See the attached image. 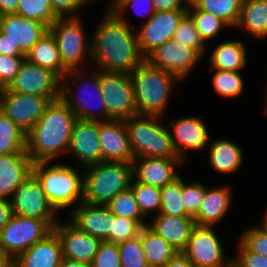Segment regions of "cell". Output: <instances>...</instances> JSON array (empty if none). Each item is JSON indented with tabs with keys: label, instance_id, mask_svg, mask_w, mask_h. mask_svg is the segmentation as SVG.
<instances>
[{
	"label": "cell",
	"instance_id": "1",
	"mask_svg": "<svg viewBox=\"0 0 267 267\" xmlns=\"http://www.w3.org/2000/svg\"><path fill=\"white\" fill-rule=\"evenodd\" d=\"M91 35V64L96 70L132 73L144 60L129 20L105 10Z\"/></svg>",
	"mask_w": 267,
	"mask_h": 267
},
{
	"label": "cell",
	"instance_id": "2",
	"mask_svg": "<svg viewBox=\"0 0 267 267\" xmlns=\"http://www.w3.org/2000/svg\"><path fill=\"white\" fill-rule=\"evenodd\" d=\"M77 117L61 99L51 101L40 120L26 133V152L32 162H54L67 154Z\"/></svg>",
	"mask_w": 267,
	"mask_h": 267
},
{
	"label": "cell",
	"instance_id": "3",
	"mask_svg": "<svg viewBox=\"0 0 267 267\" xmlns=\"http://www.w3.org/2000/svg\"><path fill=\"white\" fill-rule=\"evenodd\" d=\"M129 75L133 83L138 115L163 117L174 84L181 80L170 72L151 66L146 60Z\"/></svg>",
	"mask_w": 267,
	"mask_h": 267
},
{
	"label": "cell",
	"instance_id": "4",
	"mask_svg": "<svg viewBox=\"0 0 267 267\" xmlns=\"http://www.w3.org/2000/svg\"><path fill=\"white\" fill-rule=\"evenodd\" d=\"M34 162L32 173L40 181L50 204L58 212L83 201L84 174L66 163ZM50 165V166H49Z\"/></svg>",
	"mask_w": 267,
	"mask_h": 267
},
{
	"label": "cell",
	"instance_id": "5",
	"mask_svg": "<svg viewBox=\"0 0 267 267\" xmlns=\"http://www.w3.org/2000/svg\"><path fill=\"white\" fill-rule=\"evenodd\" d=\"M83 170V202L106 205L130 187L133 165L127 162L102 161Z\"/></svg>",
	"mask_w": 267,
	"mask_h": 267
},
{
	"label": "cell",
	"instance_id": "6",
	"mask_svg": "<svg viewBox=\"0 0 267 267\" xmlns=\"http://www.w3.org/2000/svg\"><path fill=\"white\" fill-rule=\"evenodd\" d=\"M163 117L136 115L124 119L134 159L139 157L180 158Z\"/></svg>",
	"mask_w": 267,
	"mask_h": 267
},
{
	"label": "cell",
	"instance_id": "7",
	"mask_svg": "<svg viewBox=\"0 0 267 267\" xmlns=\"http://www.w3.org/2000/svg\"><path fill=\"white\" fill-rule=\"evenodd\" d=\"M74 76H75L76 80H74ZM82 79H84V80H82ZM70 80H72V82ZM71 84H72V86H71ZM73 84L74 85L78 84L77 85L78 88L74 89L75 86H73ZM89 86H90V88H89ZM81 88H83L84 90H81ZM88 89H89V91H90V89L94 90L93 91L94 93L91 91H90L91 92L90 93L89 91H87ZM85 90L87 91L86 94L88 92L90 94H92V93L95 94L94 96H92L93 95L92 94L89 97H91V96L93 97L94 102H96V104H97L94 106V108L97 106V107H99V108L96 107L98 110L96 108L95 109L93 108V106H92L93 102L91 105L92 100L90 101L89 98L84 97L85 96V95H83L84 93L83 94L81 93V91L84 92ZM60 98L73 110L77 119L100 121V122L113 120L107 113L105 102H104V99L102 97L100 80H99V70H96L94 68L93 69L87 68V69H85V71H84V69L68 71V73L65 74L64 77L61 79ZM89 104L91 106H89Z\"/></svg>",
	"mask_w": 267,
	"mask_h": 267
},
{
	"label": "cell",
	"instance_id": "8",
	"mask_svg": "<svg viewBox=\"0 0 267 267\" xmlns=\"http://www.w3.org/2000/svg\"><path fill=\"white\" fill-rule=\"evenodd\" d=\"M82 21L80 17L58 18L49 26L68 71L83 69V64L91 62V37L86 36Z\"/></svg>",
	"mask_w": 267,
	"mask_h": 267
},
{
	"label": "cell",
	"instance_id": "9",
	"mask_svg": "<svg viewBox=\"0 0 267 267\" xmlns=\"http://www.w3.org/2000/svg\"><path fill=\"white\" fill-rule=\"evenodd\" d=\"M58 221L13 214L0 230V248L15 260L21 253L50 234Z\"/></svg>",
	"mask_w": 267,
	"mask_h": 267
},
{
	"label": "cell",
	"instance_id": "10",
	"mask_svg": "<svg viewBox=\"0 0 267 267\" xmlns=\"http://www.w3.org/2000/svg\"><path fill=\"white\" fill-rule=\"evenodd\" d=\"M99 80L107 113L112 119L124 120L138 115L129 74L99 70Z\"/></svg>",
	"mask_w": 267,
	"mask_h": 267
},
{
	"label": "cell",
	"instance_id": "11",
	"mask_svg": "<svg viewBox=\"0 0 267 267\" xmlns=\"http://www.w3.org/2000/svg\"><path fill=\"white\" fill-rule=\"evenodd\" d=\"M222 242L214 226L195 225L182 253L195 267H231L232 259L225 256Z\"/></svg>",
	"mask_w": 267,
	"mask_h": 267
},
{
	"label": "cell",
	"instance_id": "12",
	"mask_svg": "<svg viewBox=\"0 0 267 267\" xmlns=\"http://www.w3.org/2000/svg\"><path fill=\"white\" fill-rule=\"evenodd\" d=\"M61 79L52 71L25 59L7 90L46 97L50 102L60 98Z\"/></svg>",
	"mask_w": 267,
	"mask_h": 267
},
{
	"label": "cell",
	"instance_id": "13",
	"mask_svg": "<svg viewBox=\"0 0 267 267\" xmlns=\"http://www.w3.org/2000/svg\"><path fill=\"white\" fill-rule=\"evenodd\" d=\"M10 201L14 215L42 220H59V212L50 204L40 181L33 173L15 190Z\"/></svg>",
	"mask_w": 267,
	"mask_h": 267
},
{
	"label": "cell",
	"instance_id": "14",
	"mask_svg": "<svg viewBox=\"0 0 267 267\" xmlns=\"http://www.w3.org/2000/svg\"><path fill=\"white\" fill-rule=\"evenodd\" d=\"M202 58L195 49L170 39L154 49L145 60L155 68L174 74L183 82Z\"/></svg>",
	"mask_w": 267,
	"mask_h": 267
},
{
	"label": "cell",
	"instance_id": "15",
	"mask_svg": "<svg viewBox=\"0 0 267 267\" xmlns=\"http://www.w3.org/2000/svg\"><path fill=\"white\" fill-rule=\"evenodd\" d=\"M49 103L46 97L7 89L0 95V110L25 133L40 120Z\"/></svg>",
	"mask_w": 267,
	"mask_h": 267
},
{
	"label": "cell",
	"instance_id": "16",
	"mask_svg": "<svg viewBox=\"0 0 267 267\" xmlns=\"http://www.w3.org/2000/svg\"><path fill=\"white\" fill-rule=\"evenodd\" d=\"M188 10L155 12L141 25L137 33L140 52L146 58L154 49L173 39L175 30Z\"/></svg>",
	"mask_w": 267,
	"mask_h": 267
},
{
	"label": "cell",
	"instance_id": "17",
	"mask_svg": "<svg viewBox=\"0 0 267 267\" xmlns=\"http://www.w3.org/2000/svg\"><path fill=\"white\" fill-rule=\"evenodd\" d=\"M167 126L177 154L183 161L187 159L185 155L188 154L186 153L188 150L194 152L203 151L209 145V131L205 121L199 116L171 119Z\"/></svg>",
	"mask_w": 267,
	"mask_h": 267
},
{
	"label": "cell",
	"instance_id": "18",
	"mask_svg": "<svg viewBox=\"0 0 267 267\" xmlns=\"http://www.w3.org/2000/svg\"><path fill=\"white\" fill-rule=\"evenodd\" d=\"M53 231L60 239L64 258L92 264L102 242L100 239L80 231L69 220H66V223L59 220L53 227Z\"/></svg>",
	"mask_w": 267,
	"mask_h": 267
},
{
	"label": "cell",
	"instance_id": "19",
	"mask_svg": "<svg viewBox=\"0 0 267 267\" xmlns=\"http://www.w3.org/2000/svg\"><path fill=\"white\" fill-rule=\"evenodd\" d=\"M76 157L83 168L102 162L99 121L77 119L74 123L67 154Z\"/></svg>",
	"mask_w": 267,
	"mask_h": 267
},
{
	"label": "cell",
	"instance_id": "20",
	"mask_svg": "<svg viewBox=\"0 0 267 267\" xmlns=\"http://www.w3.org/2000/svg\"><path fill=\"white\" fill-rule=\"evenodd\" d=\"M184 163L181 158L139 157L133 159V178L158 188L180 177L177 168Z\"/></svg>",
	"mask_w": 267,
	"mask_h": 267
},
{
	"label": "cell",
	"instance_id": "21",
	"mask_svg": "<svg viewBox=\"0 0 267 267\" xmlns=\"http://www.w3.org/2000/svg\"><path fill=\"white\" fill-rule=\"evenodd\" d=\"M69 212L68 220L80 231L101 241L111 242L112 213L106 205H92L82 201Z\"/></svg>",
	"mask_w": 267,
	"mask_h": 267
},
{
	"label": "cell",
	"instance_id": "22",
	"mask_svg": "<svg viewBox=\"0 0 267 267\" xmlns=\"http://www.w3.org/2000/svg\"><path fill=\"white\" fill-rule=\"evenodd\" d=\"M102 161L132 163L134 156L124 120L99 121Z\"/></svg>",
	"mask_w": 267,
	"mask_h": 267
},
{
	"label": "cell",
	"instance_id": "23",
	"mask_svg": "<svg viewBox=\"0 0 267 267\" xmlns=\"http://www.w3.org/2000/svg\"><path fill=\"white\" fill-rule=\"evenodd\" d=\"M0 31L26 56L32 47L49 31L42 22L18 14L0 16Z\"/></svg>",
	"mask_w": 267,
	"mask_h": 267
},
{
	"label": "cell",
	"instance_id": "24",
	"mask_svg": "<svg viewBox=\"0 0 267 267\" xmlns=\"http://www.w3.org/2000/svg\"><path fill=\"white\" fill-rule=\"evenodd\" d=\"M151 217L152 220L148 221L147 226L179 252H182L196 225L194 218L160 213Z\"/></svg>",
	"mask_w": 267,
	"mask_h": 267
},
{
	"label": "cell",
	"instance_id": "25",
	"mask_svg": "<svg viewBox=\"0 0 267 267\" xmlns=\"http://www.w3.org/2000/svg\"><path fill=\"white\" fill-rule=\"evenodd\" d=\"M33 162L26 149L0 155V197L11 199L15 190L32 173Z\"/></svg>",
	"mask_w": 267,
	"mask_h": 267
},
{
	"label": "cell",
	"instance_id": "26",
	"mask_svg": "<svg viewBox=\"0 0 267 267\" xmlns=\"http://www.w3.org/2000/svg\"><path fill=\"white\" fill-rule=\"evenodd\" d=\"M62 247L57 234L52 231L14 260V267H59Z\"/></svg>",
	"mask_w": 267,
	"mask_h": 267
},
{
	"label": "cell",
	"instance_id": "27",
	"mask_svg": "<svg viewBox=\"0 0 267 267\" xmlns=\"http://www.w3.org/2000/svg\"><path fill=\"white\" fill-rule=\"evenodd\" d=\"M226 186H216L207 188L204 199L198 214L194 217V222L198 226H216L223 221L224 217L232 205V189Z\"/></svg>",
	"mask_w": 267,
	"mask_h": 267
},
{
	"label": "cell",
	"instance_id": "28",
	"mask_svg": "<svg viewBox=\"0 0 267 267\" xmlns=\"http://www.w3.org/2000/svg\"><path fill=\"white\" fill-rule=\"evenodd\" d=\"M211 142V143H210ZM208 145V161L214 172L219 174H235L240 169L243 159L241 146L226 138L215 139Z\"/></svg>",
	"mask_w": 267,
	"mask_h": 267
},
{
	"label": "cell",
	"instance_id": "29",
	"mask_svg": "<svg viewBox=\"0 0 267 267\" xmlns=\"http://www.w3.org/2000/svg\"><path fill=\"white\" fill-rule=\"evenodd\" d=\"M246 45L241 40H227L217 44L210 57L211 69L240 72L247 65Z\"/></svg>",
	"mask_w": 267,
	"mask_h": 267
},
{
	"label": "cell",
	"instance_id": "30",
	"mask_svg": "<svg viewBox=\"0 0 267 267\" xmlns=\"http://www.w3.org/2000/svg\"><path fill=\"white\" fill-rule=\"evenodd\" d=\"M235 28L244 29L257 40L267 38V0H242Z\"/></svg>",
	"mask_w": 267,
	"mask_h": 267
},
{
	"label": "cell",
	"instance_id": "31",
	"mask_svg": "<svg viewBox=\"0 0 267 267\" xmlns=\"http://www.w3.org/2000/svg\"><path fill=\"white\" fill-rule=\"evenodd\" d=\"M26 59L42 68L55 73L60 79L68 73L63 66L57 42L50 31H48L26 55Z\"/></svg>",
	"mask_w": 267,
	"mask_h": 267
},
{
	"label": "cell",
	"instance_id": "32",
	"mask_svg": "<svg viewBox=\"0 0 267 267\" xmlns=\"http://www.w3.org/2000/svg\"><path fill=\"white\" fill-rule=\"evenodd\" d=\"M139 235L141 236L143 252L149 267H162L179 253L176 248L166 242L147 225L142 227Z\"/></svg>",
	"mask_w": 267,
	"mask_h": 267
},
{
	"label": "cell",
	"instance_id": "33",
	"mask_svg": "<svg viewBox=\"0 0 267 267\" xmlns=\"http://www.w3.org/2000/svg\"><path fill=\"white\" fill-rule=\"evenodd\" d=\"M190 2L197 9L220 18L229 28H235L240 16L242 0H190Z\"/></svg>",
	"mask_w": 267,
	"mask_h": 267
},
{
	"label": "cell",
	"instance_id": "34",
	"mask_svg": "<svg viewBox=\"0 0 267 267\" xmlns=\"http://www.w3.org/2000/svg\"><path fill=\"white\" fill-rule=\"evenodd\" d=\"M26 149V133L0 110V155Z\"/></svg>",
	"mask_w": 267,
	"mask_h": 267
},
{
	"label": "cell",
	"instance_id": "35",
	"mask_svg": "<svg viewBox=\"0 0 267 267\" xmlns=\"http://www.w3.org/2000/svg\"><path fill=\"white\" fill-rule=\"evenodd\" d=\"M130 188L135 196L141 214L148 218L149 214L157 215L161 206V188L139 183L132 178Z\"/></svg>",
	"mask_w": 267,
	"mask_h": 267
},
{
	"label": "cell",
	"instance_id": "36",
	"mask_svg": "<svg viewBox=\"0 0 267 267\" xmlns=\"http://www.w3.org/2000/svg\"><path fill=\"white\" fill-rule=\"evenodd\" d=\"M106 206L115 216L136 220L142 227L148 224L138 208L130 187L117 194Z\"/></svg>",
	"mask_w": 267,
	"mask_h": 267
},
{
	"label": "cell",
	"instance_id": "37",
	"mask_svg": "<svg viewBox=\"0 0 267 267\" xmlns=\"http://www.w3.org/2000/svg\"><path fill=\"white\" fill-rule=\"evenodd\" d=\"M187 13L192 17L197 31L206 44L209 40H212V38L217 37V34H219L224 27V30L229 28L220 18L215 17L211 13L197 9L191 2Z\"/></svg>",
	"mask_w": 267,
	"mask_h": 267
},
{
	"label": "cell",
	"instance_id": "38",
	"mask_svg": "<svg viewBox=\"0 0 267 267\" xmlns=\"http://www.w3.org/2000/svg\"><path fill=\"white\" fill-rule=\"evenodd\" d=\"M215 73L212 77L214 90L217 94L225 98H237L242 96L244 80L240 72L213 69Z\"/></svg>",
	"mask_w": 267,
	"mask_h": 267
},
{
	"label": "cell",
	"instance_id": "39",
	"mask_svg": "<svg viewBox=\"0 0 267 267\" xmlns=\"http://www.w3.org/2000/svg\"><path fill=\"white\" fill-rule=\"evenodd\" d=\"M173 39L184 46L195 49L204 58L207 45L201 38L192 17L188 13L180 20Z\"/></svg>",
	"mask_w": 267,
	"mask_h": 267
},
{
	"label": "cell",
	"instance_id": "40",
	"mask_svg": "<svg viewBox=\"0 0 267 267\" xmlns=\"http://www.w3.org/2000/svg\"><path fill=\"white\" fill-rule=\"evenodd\" d=\"M17 14L44 23L48 28L58 17L50 0H18Z\"/></svg>",
	"mask_w": 267,
	"mask_h": 267
},
{
	"label": "cell",
	"instance_id": "41",
	"mask_svg": "<svg viewBox=\"0 0 267 267\" xmlns=\"http://www.w3.org/2000/svg\"><path fill=\"white\" fill-rule=\"evenodd\" d=\"M181 176L174 182L161 188L160 214L188 216L182 205Z\"/></svg>",
	"mask_w": 267,
	"mask_h": 267
},
{
	"label": "cell",
	"instance_id": "42",
	"mask_svg": "<svg viewBox=\"0 0 267 267\" xmlns=\"http://www.w3.org/2000/svg\"><path fill=\"white\" fill-rule=\"evenodd\" d=\"M121 267H149L143 252L141 236L118 243Z\"/></svg>",
	"mask_w": 267,
	"mask_h": 267
},
{
	"label": "cell",
	"instance_id": "43",
	"mask_svg": "<svg viewBox=\"0 0 267 267\" xmlns=\"http://www.w3.org/2000/svg\"><path fill=\"white\" fill-rule=\"evenodd\" d=\"M184 182L185 181H183V178L181 177V203L186 214L194 218L201 207L207 187L204 186L203 183L195 180L192 182L190 181V183Z\"/></svg>",
	"mask_w": 267,
	"mask_h": 267
},
{
	"label": "cell",
	"instance_id": "44",
	"mask_svg": "<svg viewBox=\"0 0 267 267\" xmlns=\"http://www.w3.org/2000/svg\"><path fill=\"white\" fill-rule=\"evenodd\" d=\"M142 226L133 219L112 214L111 242L120 243L137 237Z\"/></svg>",
	"mask_w": 267,
	"mask_h": 267
},
{
	"label": "cell",
	"instance_id": "45",
	"mask_svg": "<svg viewBox=\"0 0 267 267\" xmlns=\"http://www.w3.org/2000/svg\"><path fill=\"white\" fill-rule=\"evenodd\" d=\"M256 226L243 231L238 239L250 251L267 256V230L261 224Z\"/></svg>",
	"mask_w": 267,
	"mask_h": 267
},
{
	"label": "cell",
	"instance_id": "46",
	"mask_svg": "<svg viewBox=\"0 0 267 267\" xmlns=\"http://www.w3.org/2000/svg\"><path fill=\"white\" fill-rule=\"evenodd\" d=\"M91 267H121L118 244L102 241Z\"/></svg>",
	"mask_w": 267,
	"mask_h": 267
},
{
	"label": "cell",
	"instance_id": "47",
	"mask_svg": "<svg viewBox=\"0 0 267 267\" xmlns=\"http://www.w3.org/2000/svg\"><path fill=\"white\" fill-rule=\"evenodd\" d=\"M237 256L232 258L233 267H267V256L250 251L239 239Z\"/></svg>",
	"mask_w": 267,
	"mask_h": 267
},
{
	"label": "cell",
	"instance_id": "48",
	"mask_svg": "<svg viewBox=\"0 0 267 267\" xmlns=\"http://www.w3.org/2000/svg\"><path fill=\"white\" fill-rule=\"evenodd\" d=\"M26 56L0 55V80L7 87L19 72Z\"/></svg>",
	"mask_w": 267,
	"mask_h": 267
},
{
	"label": "cell",
	"instance_id": "49",
	"mask_svg": "<svg viewBox=\"0 0 267 267\" xmlns=\"http://www.w3.org/2000/svg\"><path fill=\"white\" fill-rule=\"evenodd\" d=\"M50 3L58 18L81 17L79 15L80 10L88 5L84 0H50Z\"/></svg>",
	"mask_w": 267,
	"mask_h": 267
},
{
	"label": "cell",
	"instance_id": "50",
	"mask_svg": "<svg viewBox=\"0 0 267 267\" xmlns=\"http://www.w3.org/2000/svg\"><path fill=\"white\" fill-rule=\"evenodd\" d=\"M145 4V5H144ZM145 7V11L143 8ZM130 8L134 9L135 13L137 15L145 17V15H149L148 19L155 13L154 7H153V0H124L122 1L112 12L117 16V17H123L124 14L126 16V13L128 9ZM140 9V10H139ZM143 10V11H141ZM142 13H140V12ZM144 12V13H143Z\"/></svg>",
	"mask_w": 267,
	"mask_h": 267
},
{
	"label": "cell",
	"instance_id": "51",
	"mask_svg": "<svg viewBox=\"0 0 267 267\" xmlns=\"http://www.w3.org/2000/svg\"><path fill=\"white\" fill-rule=\"evenodd\" d=\"M189 4L190 0H153V7L155 12L188 10Z\"/></svg>",
	"mask_w": 267,
	"mask_h": 267
},
{
	"label": "cell",
	"instance_id": "52",
	"mask_svg": "<svg viewBox=\"0 0 267 267\" xmlns=\"http://www.w3.org/2000/svg\"><path fill=\"white\" fill-rule=\"evenodd\" d=\"M0 55L25 56L17 44H14L5 34L0 31Z\"/></svg>",
	"mask_w": 267,
	"mask_h": 267
},
{
	"label": "cell",
	"instance_id": "53",
	"mask_svg": "<svg viewBox=\"0 0 267 267\" xmlns=\"http://www.w3.org/2000/svg\"><path fill=\"white\" fill-rule=\"evenodd\" d=\"M13 215L11 201L0 197V230L10 220Z\"/></svg>",
	"mask_w": 267,
	"mask_h": 267
},
{
	"label": "cell",
	"instance_id": "54",
	"mask_svg": "<svg viewBox=\"0 0 267 267\" xmlns=\"http://www.w3.org/2000/svg\"><path fill=\"white\" fill-rule=\"evenodd\" d=\"M162 267H195V265L182 252H179Z\"/></svg>",
	"mask_w": 267,
	"mask_h": 267
},
{
	"label": "cell",
	"instance_id": "55",
	"mask_svg": "<svg viewBox=\"0 0 267 267\" xmlns=\"http://www.w3.org/2000/svg\"><path fill=\"white\" fill-rule=\"evenodd\" d=\"M18 0H0V16L17 14Z\"/></svg>",
	"mask_w": 267,
	"mask_h": 267
},
{
	"label": "cell",
	"instance_id": "56",
	"mask_svg": "<svg viewBox=\"0 0 267 267\" xmlns=\"http://www.w3.org/2000/svg\"><path fill=\"white\" fill-rule=\"evenodd\" d=\"M59 267H91V265L63 257Z\"/></svg>",
	"mask_w": 267,
	"mask_h": 267
},
{
	"label": "cell",
	"instance_id": "57",
	"mask_svg": "<svg viewBox=\"0 0 267 267\" xmlns=\"http://www.w3.org/2000/svg\"><path fill=\"white\" fill-rule=\"evenodd\" d=\"M0 267H14V259L6 255L0 248Z\"/></svg>",
	"mask_w": 267,
	"mask_h": 267
},
{
	"label": "cell",
	"instance_id": "58",
	"mask_svg": "<svg viewBox=\"0 0 267 267\" xmlns=\"http://www.w3.org/2000/svg\"><path fill=\"white\" fill-rule=\"evenodd\" d=\"M124 0H112L111 1V12Z\"/></svg>",
	"mask_w": 267,
	"mask_h": 267
},
{
	"label": "cell",
	"instance_id": "59",
	"mask_svg": "<svg viewBox=\"0 0 267 267\" xmlns=\"http://www.w3.org/2000/svg\"><path fill=\"white\" fill-rule=\"evenodd\" d=\"M262 218L263 219H262V221L260 223L267 230V211L264 213Z\"/></svg>",
	"mask_w": 267,
	"mask_h": 267
},
{
	"label": "cell",
	"instance_id": "60",
	"mask_svg": "<svg viewBox=\"0 0 267 267\" xmlns=\"http://www.w3.org/2000/svg\"><path fill=\"white\" fill-rule=\"evenodd\" d=\"M87 4H90V3H92V2H94V1H96V0H84ZM111 1L112 0H110V2H108L109 4H108V6L105 8V9H107L106 11H109V12H111Z\"/></svg>",
	"mask_w": 267,
	"mask_h": 267
},
{
	"label": "cell",
	"instance_id": "61",
	"mask_svg": "<svg viewBox=\"0 0 267 267\" xmlns=\"http://www.w3.org/2000/svg\"><path fill=\"white\" fill-rule=\"evenodd\" d=\"M6 90V86L0 80V95Z\"/></svg>",
	"mask_w": 267,
	"mask_h": 267
},
{
	"label": "cell",
	"instance_id": "62",
	"mask_svg": "<svg viewBox=\"0 0 267 267\" xmlns=\"http://www.w3.org/2000/svg\"><path fill=\"white\" fill-rule=\"evenodd\" d=\"M267 90V89H266ZM266 92V97H267V91H265ZM265 101H266V105H265V107H264V110H265V114L267 113V98H265ZM266 108V109H265Z\"/></svg>",
	"mask_w": 267,
	"mask_h": 267
}]
</instances>
